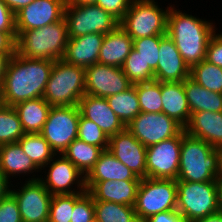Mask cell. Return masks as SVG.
<instances>
[{"label": "cell", "mask_w": 222, "mask_h": 222, "mask_svg": "<svg viewBox=\"0 0 222 222\" xmlns=\"http://www.w3.org/2000/svg\"><path fill=\"white\" fill-rule=\"evenodd\" d=\"M53 65L52 60L26 58L16 52L6 67L0 87V103L14 106L43 97Z\"/></svg>", "instance_id": "6da1fadb"}, {"label": "cell", "mask_w": 222, "mask_h": 222, "mask_svg": "<svg viewBox=\"0 0 222 222\" xmlns=\"http://www.w3.org/2000/svg\"><path fill=\"white\" fill-rule=\"evenodd\" d=\"M215 27L213 21L192 16L170 5L167 35L173 40L189 68L206 60L207 45L217 30Z\"/></svg>", "instance_id": "7a4b0ae2"}, {"label": "cell", "mask_w": 222, "mask_h": 222, "mask_svg": "<svg viewBox=\"0 0 222 222\" xmlns=\"http://www.w3.org/2000/svg\"><path fill=\"white\" fill-rule=\"evenodd\" d=\"M220 151L206 141L182 131L179 171L176 181H215L220 174Z\"/></svg>", "instance_id": "3957f363"}, {"label": "cell", "mask_w": 222, "mask_h": 222, "mask_svg": "<svg viewBox=\"0 0 222 222\" xmlns=\"http://www.w3.org/2000/svg\"><path fill=\"white\" fill-rule=\"evenodd\" d=\"M16 33V52L19 55L52 61L62 59L69 38L64 18L41 28Z\"/></svg>", "instance_id": "277c9868"}, {"label": "cell", "mask_w": 222, "mask_h": 222, "mask_svg": "<svg viewBox=\"0 0 222 222\" xmlns=\"http://www.w3.org/2000/svg\"><path fill=\"white\" fill-rule=\"evenodd\" d=\"M85 69L65 62L54 61L43 98L51 106L78 105L85 93Z\"/></svg>", "instance_id": "5b68a950"}, {"label": "cell", "mask_w": 222, "mask_h": 222, "mask_svg": "<svg viewBox=\"0 0 222 222\" xmlns=\"http://www.w3.org/2000/svg\"><path fill=\"white\" fill-rule=\"evenodd\" d=\"M176 210L188 221L196 222L220 210L216 181H177Z\"/></svg>", "instance_id": "8992f818"}, {"label": "cell", "mask_w": 222, "mask_h": 222, "mask_svg": "<svg viewBox=\"0 0 222 222\" xmlns=\"http://www.w3.org/2000/svg\"><path fill=\"white\" fill-rule=\"evenodd\" d=\"M155 0H133L120 21L132 39L166 35L170 5L163 10Z\"/></svg>", "instance_id": "52a82bcc"}, {"label": "cell", "mask_w": 222, "mask_h": 222, "mask_svg": "<svg viewBox=\"0 0 222 222\" xmlns=\"http://www.w3.org/2000/svg\"><path fill=\"white\" fill-rule=\"evenodd\" d=\"M177 181L142 178L137 190L135 212L139 222L164 211L176 210Z\"/></svg>", "instance_id": "ba28073f"}, {"label": "cell", "mask_w": 222, "mask_h": 222, "mask_svg": "<svg viewBox=\"0 0 222 222\" xmlns=\"http://www.w3.org/2000/svg\"><path fill=\"white\" fill-rule=\"evenodd\" d=\"M64 19L67 23L69 38H75L88 33H101L105 35L120 24L115 17L95 4H66Z\"/></svg>", "instance_id": "9c48e42d"}, {"label": "cell", "mask_w": 222, "mask_h": 222, "mask_svg": "<svg viewBox=\"0 0 222 222\" xmlns=\"http://www.w3.org/2000/svg\"><path fill=\"white\" fill-rule=\"evenodd\" d=\"M79 118L78 105L51 107L40 134L56 154H62L78 138Z\"/></svg>", "instance_id": "30bf717a"}, {"label": "cell", "mask_w": 222, "mask_h": 222, "mask_svg": "<svg viewBox=\"0 0 222 222\" xmlns=\"http://www.w3.org/2000/svg\"><path fill=\"white\" fill-rule=\"evenodd\" d=\"M35 173L10 193L15 197L23 222H48L53 195L39 181Z\"/></svg>", "instance_id": "8fae6325"}, {"label": "cell", "mask_w": 222, "mask_h": 222, "mask_svg": "<svg viewBox=\"0 0 222 222\" xmlns=\"http://www.w3.org/2000/svg\"><path fill=\"white\" fill-rule=\"evenodd\" d=\"M126 129L147 148L179 135L184 127L165 113L141 112Z\"/></svg>", "instance_id": "7c38bea8"}, {"label": "cell", "mask_w": 222, "mask_h": 222, "mask_svg": "<svg viewBox=\"0 0 222 222\" xmlns=\"http://www.w3.org/2000/svg\"><path fill=\"white\" fill-rule=\"evenodd\" d=\"M61 156V157H60ZM56 157V158H55ZM48 171L46 172V168ZM47 173L46 178L40 175L39 181L52 195L85 193V176L63 154H56L41 170ZM77 187H74L73 185Z\"/></svg>", "instance_id": "4fadbf2b"}, {"label": "cell", "mask_w": 222, "mask_h": 222, "mask_svg": "<svg viewBox=\"0 0 222 222\" xmlns=\"http://www.w3.org/2000/svg\"><path fill=\"white\" fill-rule=\"evenodd\" d=\"M182 132L146 149V177L177 180Z\"/></svg>", "instance_id": "5bb4252c"}, {"label": "cell", "mask_w": 222, "mask_h": 222, "mask_svg": "<svg viewBox=\"0 0 222 222\" xmlns=\"http://www.w3.org/2000/svg\"><path fill=\"white\" fill-rule=\"evenodd\" d=\"M85 93L107 98L129 89L133 83L121 67L96 63L85 69Z\"/></svg>", "instance_id": "9a60e30c"}, {"label": "cell", "mask_w": 222, "mask_h": 222, "mask_svg": "<svg viewBox=\"0 0 222 222\" xmlns=\"http://www.w3.org/2000/svg\"><path fill=\"white\" fill-rule=\"evenodd\" d=\"M66 0H34L15 14L16 31L41 28L64 18Z\"/></svg>", "instance_id": "2e32d148"}, {"label": "cell", "mask_w": 222, "mask_h": 222, "mask_svg": "<svg viewBox=\"0 0 222 222\" xmlns=\"http://www.w3.org/2000/svg\"><path fill=\"white\" fill-rule=\"evenodd\" d=\"M146 147L127 129L109 139L108 149L137 177L146 178Z\"/></svg>", "instance_id": "e0dca14e"}, {"label": "cell", "mask_w": 222, "mask_h": 222, "mask_svg": "<svg viewBox=\"0 0 222 222\" xmlns=\"http://www.w3.org/2000/svg\"><path fill=\"white\" fill-rule=\"evenodd\" d=\"M190 77V68L184 62L173 40L166 34L160 40L159 61L154 70V80L182 82Z\"/></svg>", "instance_id": "ac0fdd59"}, {"label": "cell", "mask_w": 222, "mask_h": 222, "mask_svg": "<svg viewBox=\"0 0 222 222\" xmlns=\"http://www.w3.org/2000/svg\"><path fill=\"white\" fill-rule=\"evenodd\" d=\"M78 108L84 118L96 123L109 138L126 129L106 98L85 94L79 100Z\"/></svg>", "instance_id": "d6986e66"}, {"label": "cell", "mask_w": 222, "mask_h": 222, "mask_svg": "<svg viewBox=\"0 0 222 222\" xmlns=\"http://www.w3.org/2000/svg\"><path fill=\"white\" fill-rule=\"evenodd\" d=\"M140 181H85L87 192L94 201L114 202L135 206Z\"/></svg>", "instance_id": "ffe728a7"}, {"label": "cell", "mask_w": 222, "mask_h": 222, "mask_svg": "<svg viewBox=\"0 0 222 222\" xmlns=\"http://www.w3.org/2000/svg\"><path fill=\"white\" fill-rule=\"evenodd\" d=\"M104 36L101 33H88L75 38H68L62 59L84 69L98 63Z\"/></svg>", "instance_id": "44dd1931"}, {"label": "cell", "mask_w": 222, "mask_h": 222, "mask_svg": "<svg viewBox=\"0 0 222 222\" xmlns=\"http://www.w3.org/2000/svg\"><path fill=\"white\" fill-rule=\"evenodd\" d=\"M184 130L189 135L200 138L219 149L222 147V112L191 113Z\"/></svg>", "instance_id": "7402d4cb"}, {"label": "cell", "mask_w": 222, "mask_h": 222, "mask_svg": "<svg viewBox=\"0 0 222 222\" xmlns=\"http://www.w3.org/2000/svg\"><path fill=\"white\" fill-rule=\"evenodd\" d=\"M132 48L133 39L118 25L113 31L105 34L98 63L122 67Z\"/></svg>", "instance_id": "603a6c76"}, {"label": "cell", "mask_w": 222, "mask_h": 222, "mask_svg": "<svg viewBox=\"0 0 222 222\" xmlns=\"http://www.w3.org/2000/svg\"><path fill=\"white\" fill-rule=\"evenodd\" d=\"M162 113L173 118L183 127L190 119L191 112L182 82H161Z\"/></svg>", "instance_id": "cb8c5ba5"}, {"label": "cell", "mask_w": 222, "mask_h": 222, "mask_svg": "<svg viewBox=\"0 0 222 222\" xmlns=\"http://www.w3.org/2000/svg\"><path fill=\"white\" fill-rule=\"evenodd\" d=\"M0 172L10 181L16 175L24 176L41 170L24 153L21 146L16 143L0 145ZM25 174V175H24Z\"/></svg>", "instance_id": "d4e9b609"}, {"label": "cell", "mask_w": 222, "mask_h": 222, "mask_svg": "<svg viewBox=\"0 0 222 222\" xmlns=\"http://www.w3.org/2000/svg\"><path fill=\"white\" fill-rule=\"evenodd\" d=\"M141 181L127 166L115 158L109 150H104L93 168L85 176V181Z\"/></svg>", "instance_id": "484cf974"}, {"label": "cell", "mask_w": 222, "mask_h": 222, "mask_svg": "<svg viewBox=\"0 0 222 222\" xmlns=\"http://www.w3.org/2000/svg\"><path fill=\"white\" fill-rule=\"evenodd\" d=\"M51 105L43 97L19 102L13 106L25 133H41Z\"/></svg>", "instance_id": "4316f807"}, {"label": "cell", "mask_w": 222, "mask_h": 222, "mask_svg": "<svg viewBox=\"0 0 222 222\" xmlns=\"http://www.w3.org/2000/svg\"><path fill=\"white\" fill-rule=\"evenodd\" d=\"M184 91L191 113L222 112V93L210 91L190 77L184 80Z\"/></svg>", "instance_id": "83f0119b"}, {"label": "cell", "mask_w": 222, "mask_h": 222, "mask_svg": "<svg viewBox=\"0 0 222 222\" xmlns=\"http://www.w3.org/2000/svg\"><path fill=\"white\" fill-rule=\"evenodd\" d=\"M103 151L101 147L87 144L77 138L68 145L62 154L86 176Z\"/></svg>", "instance_id": "f1b7e54d"}, {"label": "cell", "mask_w": 222, "mask_h": 222, "mask_svg": "<svg viewBox=\"0 0 222 222\" xmlns=\"http://www.w3.org/2000/svg\"><path fill=\"white\" fill-rule=\"evenodd\" d=\"M106 99L109 102L110 108L126 127L141 113L136 86L134 84L129 89L108 96Z\"/></svg>", "instance_id": "f546056e"}, {"label": "cell", "mask_w": 222, "mask_h": 222, "mask_svg": "<svg viewBox=\"0 0 222 222\" xmlns=\"http://www.w3.org/2000/svg\"><path fill=\"white\" fill-rule=\"evenodd\" d=\"M17 143L40 170L56 155L40 133H25Z\"/></svg>", "instance_id": "4dcf8cb0"}, {"label": "cell", "mask_w": 222, "mask_h": 222, "mask_svg": "<svg viewBox=\"0 0 222 222\" xmlns=\"http://www.w3.org/2000/svg\"><path fill=\"white\" fill-rule=\"evenodd\" d=\"M94 217L100 222H139L133 206L114 202L94 201Z\"/></svg>", "instance_id": "1f68e13d"}, {"label": "cell", "mask_w": 222, "mask_h": 222, "mask_svg": "<svg viewBox=\"0 0 222 222\" xmlns=\"http://www.w3.org/2000/svg\"><path fill=\"white\" fill-rule=\"evenodd\" d=\"M24 134L18 114L13 106L0 103V145L16 143Z\"/></svg>", "instance_id": "d6a6232c"}, {"label": "cell", "mask_w": 222, "mask_h": 222, "mask_svg": "<svg viewBox=\"0 0 222 222\" xmlns=\"http://www.w3.org/2000/svg\"><path fill=\"white\" fill-rule=\"evenodd\" d=\"M190 78L204 88L222 93V68L206 60L190 68Z\"/></svg>", "instance_id": "836d02e7"}, {"label": "cell", "mask_w": 222, "mask_h": 222, "mask_svg": "<svg viewBox=\"0 0 222 222\" xmlns=\"http://www.w3.org/2000/svg\"><path fill=\"white\" fill-rule=\"evenodd\" d=\"M134 85L136 86L141 112H162L161 82L153 80L151 82L135 83Z\"/></svg>", "instance_id": "e575fe53"}, {"label": "cell", "mask_w": 222, "mask_h": 222, "mask_svg": "<svg viewBox=\"0 0 222 222\" xmlns=\"http://www.w3.org/2000/svg\"><path fill=\"white\" fill-rule=\"evenodd\" d=\"M121 68L133 84L154 80V70L149 65H146L144 59L134 48H132L130 54L126 57Z\"/></svg>", "instance_id": "d590c367"}, {"label": "cell", "mask_w": 222, "mask_h": 222, "mask_svg": "<svg viewBox=\"0 0 222 222\" xmlns=\"http://www.w3.org/2000/svg\"><path fill=\"white\" fill-rule=\"evenodd\" d=\"M83 194L53 195L48 222H71L74 204Z\"/></svg>", "instance_id": "8d00e7d4"}, {"label": "cell", "mask_w": 222, "mask_h": 222, "mask_svg": "<svg viewBox=\"0 0 222 222\" xmlns=\"http://www.w3.org/2000/svg\"><path fill=\"white\" fill-rule=\"evenodd\" d=\"M78 139L87 144L108 149L109 137L92 120L84 118L80 114L78 126Z\"/></svg>", "instance_id": "74e56055"}, {"label": "cell", "mask_w": 222, "mask_h": 222, "mask_svg": "<svg viewBox=\"0 0 222 222\" xmlns=\"http://www.w3.org/2000/svg\"><path fill=\"white\" fill-rule=\"evenodd\" d=\"M164 35L147 36L144 38L133 39V48L139 52L146 65L153 70L157 68L159 61V45Z\"/></svg>", "instance_id": "f35d334b"}, {"label": "cell", "mask_w": 222, "mask_h": 222, "mask_svg": "<svg viewBox=\"0 0 222 222\" xmlns=\"http://www.w3.org/2000/svg\"><path fill=\"white\" fill-rule=\"evenodd\" d=\"M94 218V200L86 191L74 204L71 222H90Z\"/></svg>", "instance_id": "ab89813d"}, {"label": "cell", "mask_w": 222, "mask_h": 222, "mask_svg": "<svg viewBox=\"0 0 222 222\" xmlns=\"http://www.w3.org/2000/svg\"><path fill=\"white\" fill-rule=\"evenodd\" d=\"M0 222H23L17 201L11 193L0 200Z\"/></svg>", "instance_id": "60d3db41"}, {"label": "cell", "mask_w": 222, "mask_h": 222, "mask_svg": "<svg viewBox=\"0 0 222 222\" xmlns=\"http://www.w3.org/2000/svg\"><path fill=\"white\" fill-rule=\"evenodd\" d=\"M133 0H96L95 5L110 13L119 22L124 18Z\"/></svg>", "instance_id": "b9f144b4"}, {"label": "cell", "mask_w": 222, "mask_h": 222, "mask_svg": "<svg viewBox=\"0 0 222 222\" xmlns=\"http://www.w3.org/2000/svg\"><path fill=\"white\" fill-rule=\"evenodd\" d=\"M206 61L222 68V32L211 36L206 51Z\"/></svg>", "instance_id": "7bdbcfd3"}, {"label": "cell", "mask_w": 222, "mask_h": 222, "mask_svg": "<svg viewBox=\"0 0 222 222\" xmlns=\"http://www.w3.org/2000/svg\"><path fill=\"white\" fill-rule=\"evenodd\" d=\"M0 31L8 32L15 40L17 33L15 29V14L0 0Z\"/></svg>", "instance_id": "ee69618b"}, {"label": "cell", "mask_w": 222, "mask_h": 222, "mask_svg": "<svg viewBox=\"0 0 222 222\" xmlns=\"http://www.w3.org/2000/svg\"><path fill=\"white\" fill-rule=\"evenodd\" d=\"M144 222H188V221L177 210H170L152 215Z\"/></svg>", "instance_id": "f6af8a7d"}, {"label": "cell", "mask_w": 222, "mask_h": 222, "mask_svg": "<svg viewBox=\"0 0 222 222\" xmlns=\"http://www.w3.org/2000/svg\"><path fill=\"white\" fill-rule=\"evenodd\" d=\"M16 40L6 31H0V54H15Z\"/></svg>", "instance_id": "bcb514c9"}, {"label": "cell", "mask_w": 222, "mask_h": 222, "mask_svg": "<svg viewBox=\"0 0 222 222\" xmlns=\"http://www.w3.org/2000/svg\"><path fill=\"white\" fill-rule=\"evenodd\" d=\"M7 7L16 14L19 10H21L23 7H26L34 0H2Z\"/></svg>", "instance_id": "7dc6e473"}, {"label": "cell", "mask_w": 222, "mask_h": 222, "mask_svg": "<svg viewBox=\"0 0 222 222\" xmlns=\"http://www.w3.org/2000/svg\"><path fill=\"white\" fill-rule=\"evenodd\" d=\"M0 172V200L6 197L10 191L13 184Z\"/></svg>", "instance_id": "c3c4849f"}, {"label": "cell", "mask_w": 222, "mask_h": 222, "mask_svg": "<svg viewBox=\"0 0 222 222\" xmlns=\"http://www.w3.org/2000/svg\"><path fill=\"white\" fill-rule=\"evenodd\" d=\"M15 54H0V87L3 82L4 74L6 72V67L10 57L14 56Z\"/></svg>", "instance_id": "681fc988"}, {"label": "cell", "mask_w": 222, "mask_h": 222, "mask_svg": "<svg viewBox=\"0 0 222 222\" xmlns=\"http://www.w3.org/2000/svg\"><path fill=\"white\" fill-rule=\"evenodd\" d=\"M196 222H222V210L199 219Z\"/></svg>", "instance_id": "f907efd6"}, {"label": "cell", "mask_w": 222, "mask_h": 222, "mask_svg": "<svg viewBox=\"0 0 222 222\" xmlns=\"http://www.w3.org/2000/svg\"><path fill=\"white\" fill-rule=\"evenodd\" d=\"M219 208L222 210V174L216 177Z\"/></svg>", "instance_id": "816d5d0a"}, {"label": "cell", "mask_w": 222, "mask_h": 222, "mask_svg": "<svg viewBox=\"0 0 222 222\" xmlns=\"http://www.w3.org/2000/svg\"><path fill=\"white\" fill-rule=\"evenodd\" d=\"M96 0H66V4L82 5V4H95Z\"/></svg>", "instance_id": "f5cc1de1"}, {"label": "cell", "mask_w": 222, "mask_h": 222, "mask_svg": "<svg viewBox=\"0 0 222 222\" xmlns=\"http://www.w3.org/2000/svg\"><path fill=\"white\" fill-rule=\"evenodd\" d=\"M219 151H220V174H222V147L219 148Z\"/></svg>", "instance_id": "db71d44e"}, {"label": "cell", "mask_w": 222, "mask_h": 222, "mask_svg": "<svg viewBox=\"0 0 222 222\" xmlns=\"http://www.w3.org/2000/svg\"><path fill=\"white\" fill-rule=\"evenodd\" d=\"M90 222H100V221L94 217Z\"/></svg>", "instance_id": "11a10c76"}]
</instances>
